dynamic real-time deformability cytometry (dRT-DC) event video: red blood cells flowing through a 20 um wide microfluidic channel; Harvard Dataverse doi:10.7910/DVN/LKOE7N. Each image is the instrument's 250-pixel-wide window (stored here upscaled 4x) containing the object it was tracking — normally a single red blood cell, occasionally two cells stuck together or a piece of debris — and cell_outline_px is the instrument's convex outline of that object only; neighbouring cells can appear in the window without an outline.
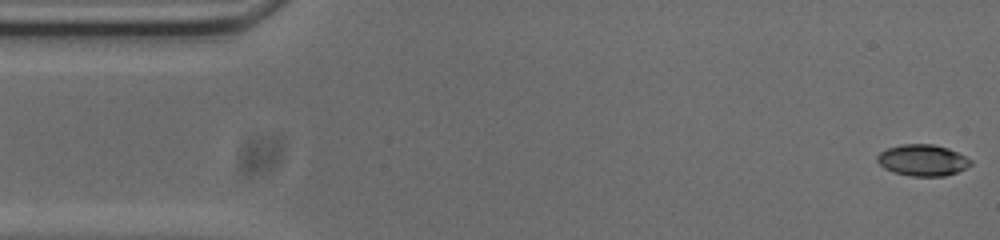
{"species": "common noctule bat (a hibernating species)", "species_latin": "Nyctalus noctula", "temperature_condition": "cold", "stored_images_in_passage": 53, "camera_frame_rate_fps": 3000, "um_per_image_px": 0.085, "animal": {"sex": "male", "body_mass_g": 20.0, "forearm_length_mm": 53.3}, "frame": {"image": 1, "passage_image": 1, "time_ms": 0.0, "image_size_px": [1000, 240], "cell_outline_px": [[972, 164], [956, 172], [944, 176], [912, 176], [892, 172], [884, 168], [876, 160], [876, 156], [880, 152], [888, 148], [900, 144], [932, 144], [948, 148], [972, 160]], "centroid_in_image_um": [78.39, 13.61], "position_along_channel_um": 6.6, "area_um2": 16.99}}
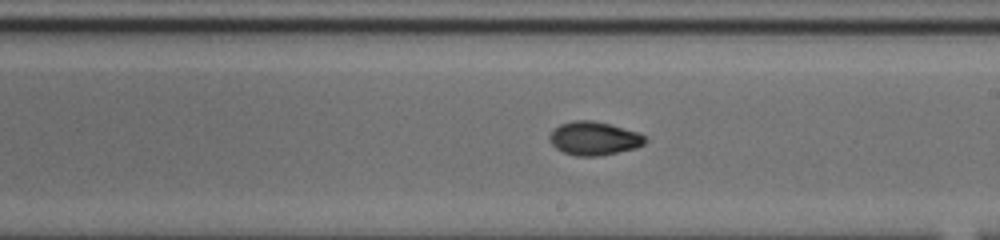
{"frame": {"image": 2, "passage_image": 29, "time_ms": 9.333, "image_size_px": [1000, 240], "cell_outline_px": [[648, 140], [644, 144], [636, 148], [600, 156], [576, 156], [564, 152], [556, 148], [552, 144], [548, 136], [552, 128], [560, 124], [572, 120], [592, 120], [640, 132], [648, 136]], "centroid_in_image_um": [50.51, 11.76], "position_along_channel_um": 238.5, "area_um2": 18.96}}
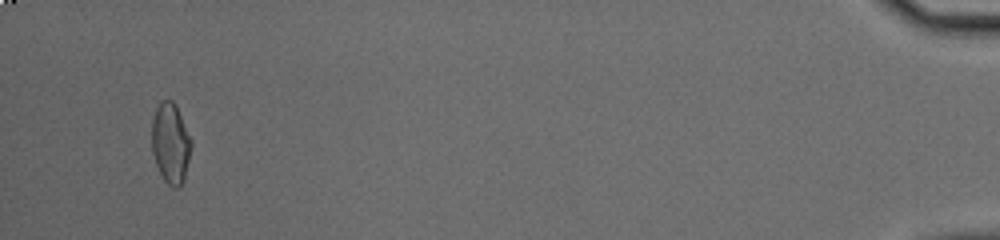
{"frame": {"image": 3, "passage_image": 51, "time_ms": 16.667, "image_size_px": [1000, 240], "cell_outline_px": [[192, 144], [184, 180], [180, 188], [172, 188], [164, 180], [156, 164], [152, 152], [152, 120], [156, 108], [160, 100], [172, 100], [176, 104], [192, 140]], "centroid_in_image_um": [14.51, 12.17], "position_along_channel_um": 420.7, "area_um2": 18.67}, "authors_computed_cell_mechanics": {"area_um2": 18.1492, "velocity_mm_per_s": 3.746, "shape_relaxation_time_tau1_ms": 6.1216, "shape_relaxation_time_tau2_ms": 2.3935, "deformation_change_tau1": 0.1638, "deformation_change_tau2": 0.0543}}